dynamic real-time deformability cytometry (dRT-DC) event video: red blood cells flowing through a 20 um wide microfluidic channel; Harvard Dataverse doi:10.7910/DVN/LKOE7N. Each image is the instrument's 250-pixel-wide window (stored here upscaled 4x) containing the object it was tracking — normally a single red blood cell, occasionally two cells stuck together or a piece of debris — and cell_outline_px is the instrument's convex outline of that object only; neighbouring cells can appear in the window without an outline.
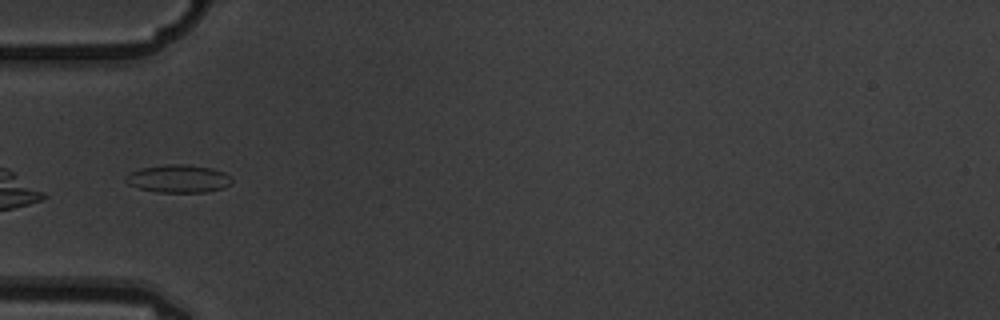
{"species": "common noctule bat (a hibernating species)", "species_latin": "Nyctalus noctula", "temperature_condition": "warm", "stored_images_in_passage": 6, "camera_frame_rate_fps": 3000, "um_per_image_px": 0.085, "animal": {"sex": "male", "body_mass_g": 19.5, "forearm_length_mm": 54.6}, "frame": {"image": 1, "passage_image": 5, "time_ms": 1.333, "image_size_px": [1000, 320], "cell_outline_px": [[232, 184], [224, 188], [204, 192], [156, 192], [140, 188], [128, 184], [124, 180], [124, 176], [140, 168], [164, 164], [184, 164], [212, 168], [224, 172], [232, 180]], "centroid_in_image_um": [15.15, 15.18], "position_along_channel_um": 69.8, "area_um2": 17.28}}
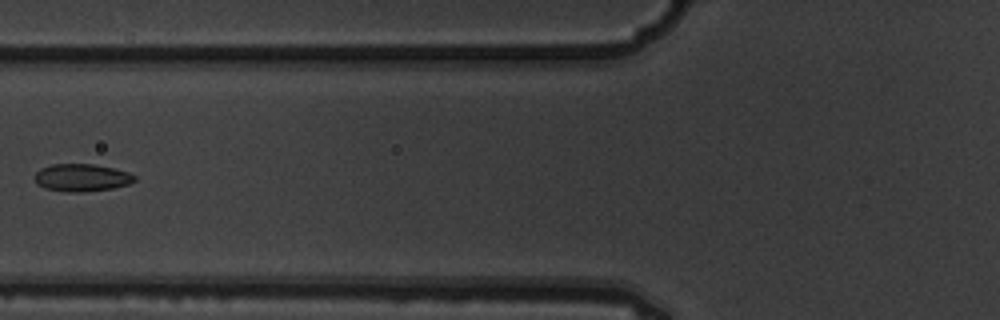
{"frame": {"image": 2, "passage_image": 6, "time_ms": 1.667, "image_size_px": [1000, 320], "cell_outline_px": [[136, 180], [128, 184], [112, 188], [84, 192], [68, 192], [44, 188], [36, 184], [36, 172], [40, 168], [52, 164], [92, 164], [112, 168], [128, 172], [136, 176]], "centroid_in_image_um": [6.93, 15.1], "position_along_channel_um": 118.9, "area_um2": 15.95}}